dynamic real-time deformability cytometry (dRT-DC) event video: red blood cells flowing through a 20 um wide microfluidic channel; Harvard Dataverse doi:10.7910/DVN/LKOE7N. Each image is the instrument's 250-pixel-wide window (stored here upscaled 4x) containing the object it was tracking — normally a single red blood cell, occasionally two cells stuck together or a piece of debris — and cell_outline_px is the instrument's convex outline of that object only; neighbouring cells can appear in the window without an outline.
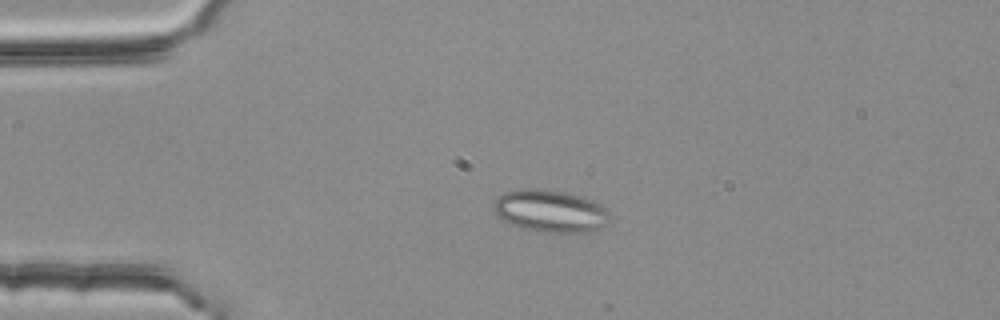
{"species": "common noctule bat (a hibernating species)", "species_latin": "Nyctalus noctula", "temperature_condition": "room temperature", "stored_images_in_passage": 43, "segment_of_instrument_passage": [1, 2], "camera_frame_rate_fps": 3000, "um_per_image_px": 0.085, "animal": {"sex": "female", "body_mass_g": 25.1}, "frame": {"image": 1, "passage_image": 2, "time_ms": 0.333, "image_size_px": [1000, 320], "cell_outline_px": [[612, 216], [608, 224], [584, 232], [532, 232], [520, 228], [500, 220], [492, 208], [496, 200], [504, 192], [520, 188], [536, 188], [564, 192], [584, 196], [596, 200]], "centroid_in_image_um": [46.76, 17.94], "position_along_channel_um": 38.2, "area_um2": 29.13}}